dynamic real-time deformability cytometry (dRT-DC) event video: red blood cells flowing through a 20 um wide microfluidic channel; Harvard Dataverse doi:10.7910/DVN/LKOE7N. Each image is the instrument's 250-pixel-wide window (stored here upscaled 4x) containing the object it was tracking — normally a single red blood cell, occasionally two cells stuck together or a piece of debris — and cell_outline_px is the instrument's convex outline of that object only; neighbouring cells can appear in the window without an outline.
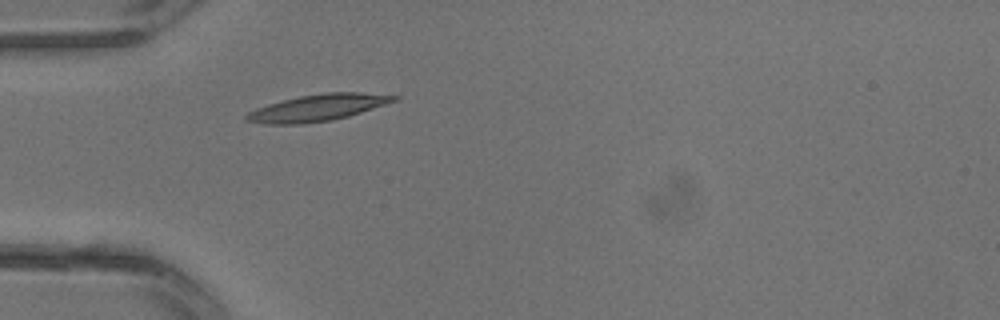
{"species": "common noctule bat (a hibernating species)", "species_latin": "Nyctalus noctula", "temperature_condition": "warm", "stored_images_in_passage": 7, "camera_frame_rate_fps": 3000, "um_per_image_px": 0.085, "animal": {"sex": "male", "body_mass_g": 13.3}, "frame": {"image": 1, "passage_image": 1, "time_ms": 0.0, "image_size_px": [1000, 320], "cell_outline_px": [[400, 100], [348, 116], [332, 120], [304, 124], [264, 124], [244, 120], [244, 116], [248, 112], [256, 108], [268, 104], [300, 96], [324, 92], [360, 92], [400, 96]], "centroid_in_image_um": [27.02, 9.15], "position_along_channel_um": 58.0, "area_um2": 23.0}}
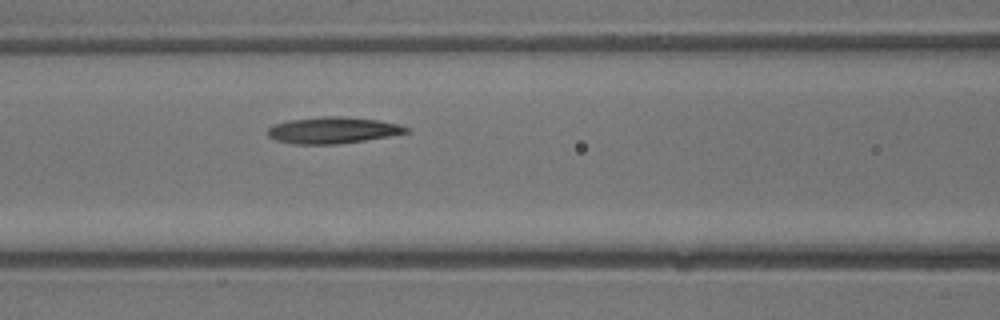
{"frame": {"image": 2, "passage_image": 5, "time_ms": 1.333, "image_size_px": [1000, 320], "cell_outline_px": [[412, 132], [340, 144], [292, 144], [276, 140], [268, 136], [268, 128], [276, 124], [288, 120], [324, 116], [340, 116], [376, 120], [400, 124], [408, 128]], "centroid_in_image_um": [28.3, 11.07], "position_along_channel_um": 138.3, "area_um2": 21.27}}
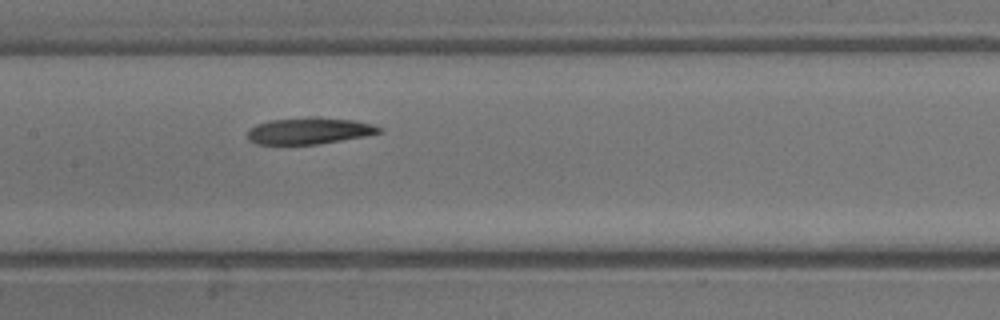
{"frame": {"image": 3, "passage_image": 7, "time_ms": 2.0, "image_size_px": [1000, 320], "cell_outline_px": [[384, 132], [364, 136], [316, 144], [256, 144], [248, 140], [248, 132], [256, 124], [272, 120], [320, 116], [356, 120], [372, 124], [384, 128]], "centroid_in_image_um": [26.35, 11.11], "position_along_channel_um": 181.1, "area_um2": 20.4}}